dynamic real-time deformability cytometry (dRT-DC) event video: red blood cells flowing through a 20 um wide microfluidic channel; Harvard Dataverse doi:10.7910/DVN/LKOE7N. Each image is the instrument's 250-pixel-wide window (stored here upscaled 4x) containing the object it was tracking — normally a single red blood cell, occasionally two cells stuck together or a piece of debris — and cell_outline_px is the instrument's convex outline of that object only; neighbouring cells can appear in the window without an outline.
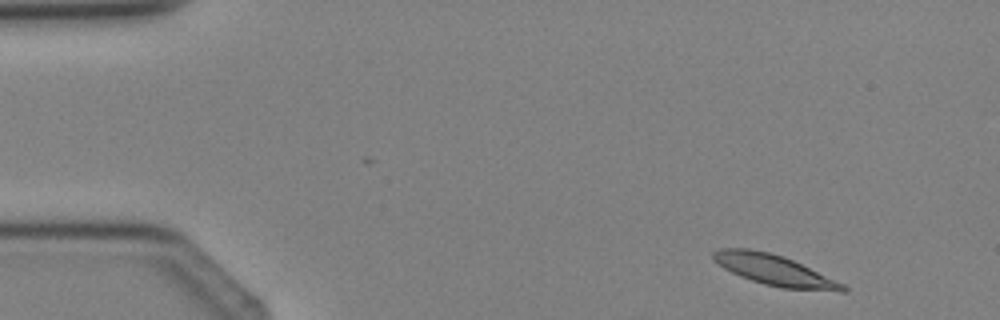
{"species": "Egyptian fruit bat (a non-hibernating species)", "species_latin": "Rousettus aegyptiacus", "temperature_condition": "cold", "stored_images_in_passage": 3, "camera_frame_rate_fps": 3000, "um_per_image_px": 0.085, "animal": {"sex": "female"}, "frame": {"image": 1, "passage_image": 1, "time_ms": 0.0, "image_size_px": [1000, 320], "cell_outline_px": [[848, 292], [840, 292], [780, 288], [764, 284], [740, 276], [724, 268], [712, 260], [712, 252], [720, 248], [748, 248], [768, 252], [784, 256], [844, 284], [848, 288]], "centroid_in_image_um": [65.83, 22.97], "position_along_channel_um": 19.2, "area_um2": 23.12}}